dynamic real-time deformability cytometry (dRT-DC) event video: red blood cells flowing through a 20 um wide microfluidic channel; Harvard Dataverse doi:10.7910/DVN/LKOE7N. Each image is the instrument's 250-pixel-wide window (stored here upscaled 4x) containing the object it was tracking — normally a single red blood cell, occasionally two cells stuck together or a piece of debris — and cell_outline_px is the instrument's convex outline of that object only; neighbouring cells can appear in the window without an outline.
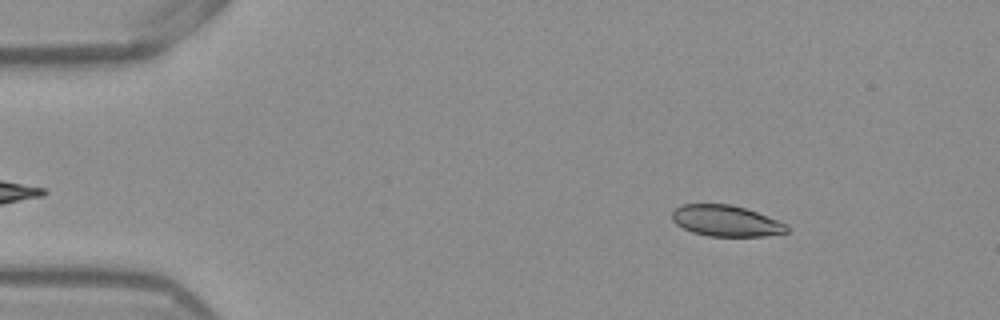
{"species": "Egyptian fruit bat (a non-hibernating species)", "species_latin": "Rousettus aegyptiacus", "temperature_condition": "warm", "stored_images_in_passage": 51, "camera_frame_rate_fps": 3000, "um_per_image_px": 0.085, "frame": {"image": 1, "passage_image": 6, "time_ms": 1.667, "image_size_px": [1000, 320], "cell_outline_px": [[788, 232], [764, 236], [708, 236], [692, 232], [676, 224], [672, 220], [672, 212], [676, 208], [684, 204], [732, 204], [756, 212], [788, 224]], "centroid_in_image_um": [61.71, 18.77], "position_along_channel_um": 23.3, "area_um2": 20.69}}
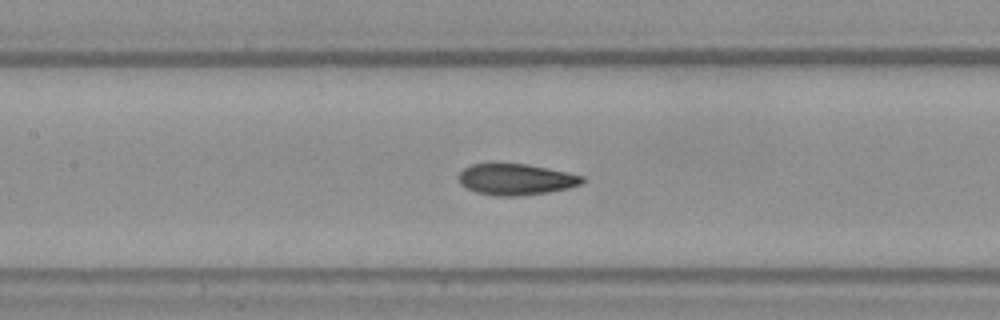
{"frame": {"image": 2, "passage_image": 23, "time_ms": 7.333, "image_size_px": [1000, 320], "cell_outline_px": [[584, 180], [580, 184], [568, 188], [548, 192], [520, 196], [496, 196], [476, 192], [460, 184], [460, 172], [464, 168], [472, 164], [528, 164], [568, 172], [584, 176]], "centroid_in_image_um": [43.87, 15.25], "position_along_channel_um": 163.5, "area_um2": 22.31}}
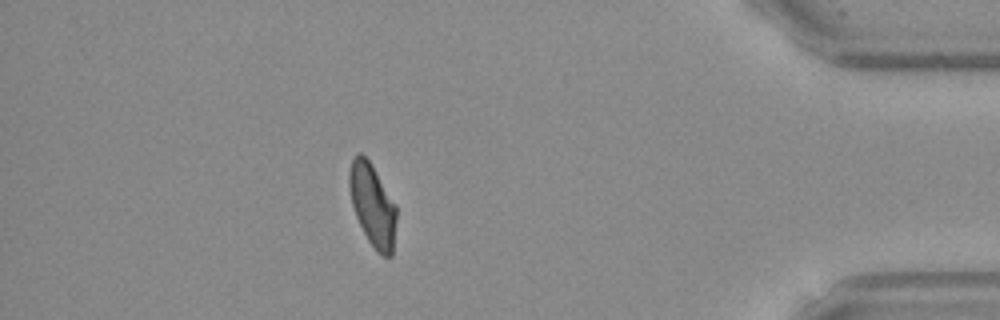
{"frame": {"image": 3, "passage_image": 45, "time_ms": 14.667, "image_size_px": [1000, 320], "cell_outline_px": [[396, 220], [392, 256], [380, 256], [376, 252], [368, 240], [356, 216], [352, 204], [348, 184], [348, 176], [352, 160], [360, 152], [368, 160], [396, 204]], "centroid_in_image_um": [31.67, 17.47], "position_along_channel_um": 403.5, "area_um2": 22.37}, "authors_computed_cell_mechanics": {"area_um2": 22.4264, "velocity_mm_per_s": 3.8773, "shape_relaxation_time_tau1_ms": 5.6795, "shape_relaxation_time_tau2_ms": 1.7929, "deformation_change_tau1": 0.1814, "deformation_change_tau2": 0.0667}}